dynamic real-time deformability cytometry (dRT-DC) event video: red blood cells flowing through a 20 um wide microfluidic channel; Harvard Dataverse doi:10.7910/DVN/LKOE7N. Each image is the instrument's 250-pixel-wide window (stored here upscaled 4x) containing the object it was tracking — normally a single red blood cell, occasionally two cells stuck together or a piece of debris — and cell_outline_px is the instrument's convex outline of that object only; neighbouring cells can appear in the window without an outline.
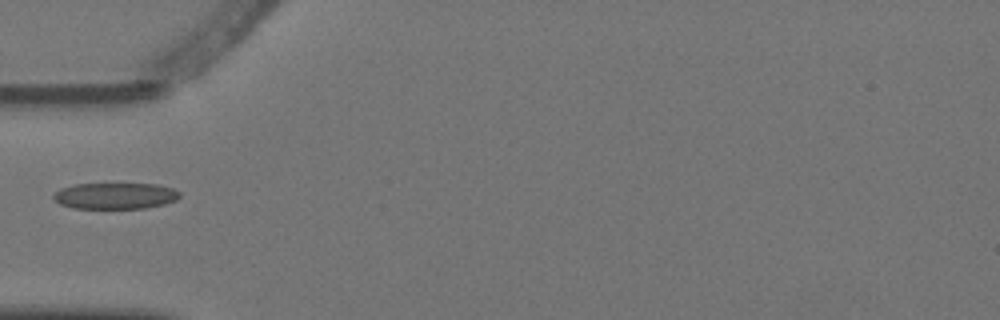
{"species": "Egyptian fruit bat (a non-hibernating species)", "species_latin": "Rousettus aegyptiacus", "temperature_condition": "warm", "stored_images_in_passage": 1, "camera_frame_rate_fps": 3000, "um_per_image_px": 0.085, "animal": {"sex": "female"}, "frame": {"image": 1, "passage_image": 1, "time_ms": 0.0, "image_size_px": [1000, 320], "cell_outline_px": [[180, 196], [176, 200], [164, 204], [144, 208], [72, 208], [60, 204], [52, 196], [60, 188], [72, 184], [156, 184], [172, 188], [180, 192]], "centroid_in_image_um": [9.79, 16.64], "position_along_channel_um": 75.2, "area_um2": 19.25}}